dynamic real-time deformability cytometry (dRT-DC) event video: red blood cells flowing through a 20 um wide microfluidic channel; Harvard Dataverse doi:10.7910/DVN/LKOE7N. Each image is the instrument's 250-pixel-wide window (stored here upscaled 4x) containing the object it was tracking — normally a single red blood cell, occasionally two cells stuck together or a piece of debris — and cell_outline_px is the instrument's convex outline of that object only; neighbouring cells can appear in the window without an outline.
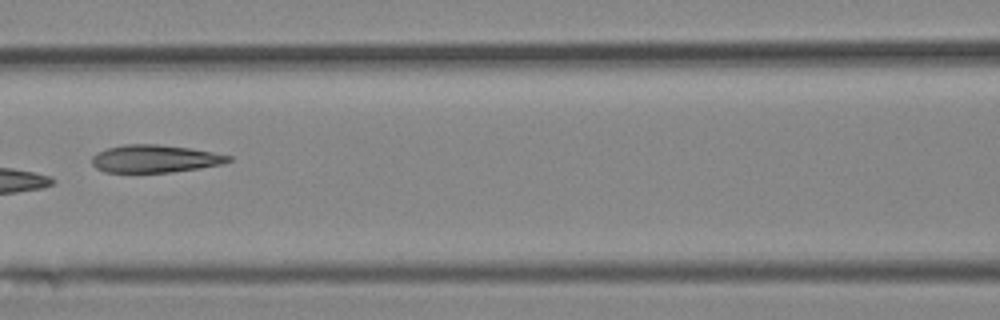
{"species": "Egyptian fruit bat (a non-hibernating species)", "species_latin": "Rousettus aegyptiacus", "temperature_condition": "cold", "stored_images_in_passage": 7, "camera_frame_rate_fps": 3000, "um_per_image_px": 0.085, "animal": {"sex": "female"}, "frame": {"image": 1, "passage_image": 7, "time_ms": 7.0, "image_size_px": [1000, 320], "cell_outline_px": [[232, 160], [224, 164], [200, 168], [172, 172], [104, 172], [96, 168], [92, 164], [92, 156], [96, 152], [108, 148], [124, 144], [156, 144], [188, 148], [212, 152], [232, 156]], "centroid_in_image_um": [13.16, 13.49], "position_along_channel_um": 153.4, "area_um2": 22.02}}